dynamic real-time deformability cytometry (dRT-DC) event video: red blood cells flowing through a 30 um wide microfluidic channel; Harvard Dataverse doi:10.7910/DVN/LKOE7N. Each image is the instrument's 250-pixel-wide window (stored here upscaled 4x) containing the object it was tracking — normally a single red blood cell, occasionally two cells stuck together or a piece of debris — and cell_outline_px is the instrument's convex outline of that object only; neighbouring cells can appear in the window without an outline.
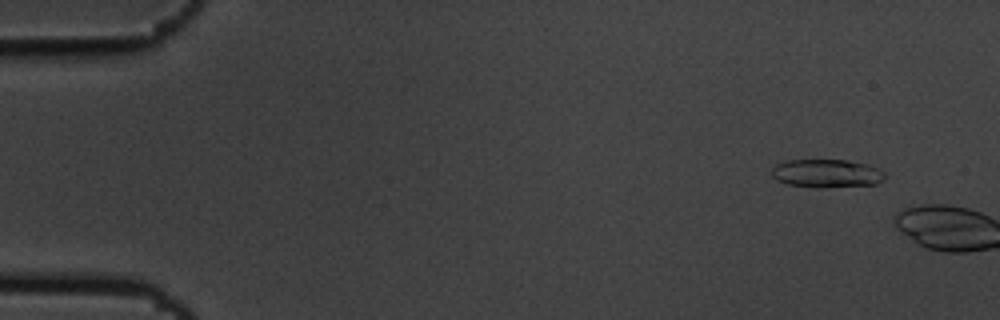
{"species": "common noctule bat (a hibernating species)", "species_latin": "Nyctalus noctula", "temperature_condition": "cold", "stored_images_in_passage": 7, "camera_frame_rate_fps": 3000, "um_per_image_px": 0.085, "animal": {"sex": "male", "body_mass_g": 19.5, "forearm_length_mm": 54.6}, "frame": {"image": 1, "passage_image": 5, "time_ms": 1.333, "image_size_px": [1000, 320], "cell_outline_px": [[884, 176], [876, 184], [820, 188], [816, 188], [788, 184], [776, 180], [772, 176], [772, 168], [776, 164], [784, 160], [848, 160], [868, 164], [880, 168], [884, 172]], "centroid_in_image_um": [70.24, 14.73], "position_along_channel_um": 14.8, "area_um2": 18.79}}